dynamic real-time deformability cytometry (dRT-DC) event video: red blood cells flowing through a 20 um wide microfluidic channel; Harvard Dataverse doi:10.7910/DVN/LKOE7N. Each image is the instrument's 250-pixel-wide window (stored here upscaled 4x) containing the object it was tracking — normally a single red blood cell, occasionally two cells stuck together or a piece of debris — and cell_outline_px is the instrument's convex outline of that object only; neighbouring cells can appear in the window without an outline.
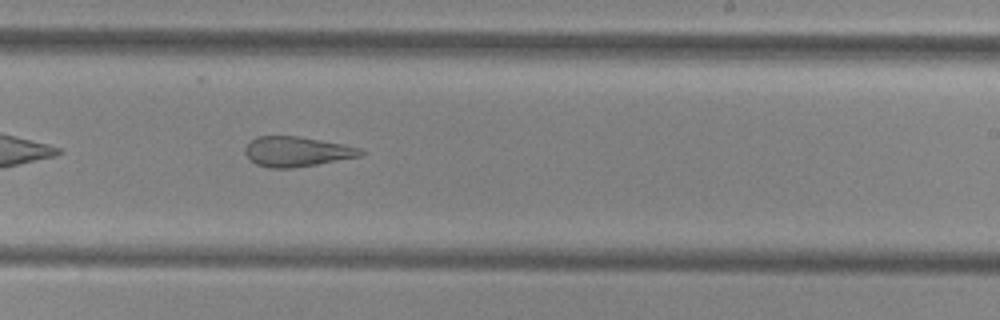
{"species": "common noctule bat (a hibernating species)", "species_latin": "Nyctalus noctula", "temperature_condition": "cold", "stored_images_in_passage": 31, "camera_frame_rate_fps": 3000, "um_per_image_px": 0.085, "animal": {"sex": "female", "body_mass_g": 29.2, "forearm_length_mm": 56.3}, "frame": {"image": 1, "passage_image": 21, "time_ms": 6.667, "image_size_px": [1000, 320], "cell_outline_px": [[364, 156], [292, 168], [268, 168], [256, 164], [244, 152], [244, 148], [248, 140], [256, 136], [300, 136], [344, 144], [360, 148], [364, 152]], "centroid_in_image_um": [25.22, 12.87], "position_along_channel_um": 263.8, "area_um2": 20.4}}